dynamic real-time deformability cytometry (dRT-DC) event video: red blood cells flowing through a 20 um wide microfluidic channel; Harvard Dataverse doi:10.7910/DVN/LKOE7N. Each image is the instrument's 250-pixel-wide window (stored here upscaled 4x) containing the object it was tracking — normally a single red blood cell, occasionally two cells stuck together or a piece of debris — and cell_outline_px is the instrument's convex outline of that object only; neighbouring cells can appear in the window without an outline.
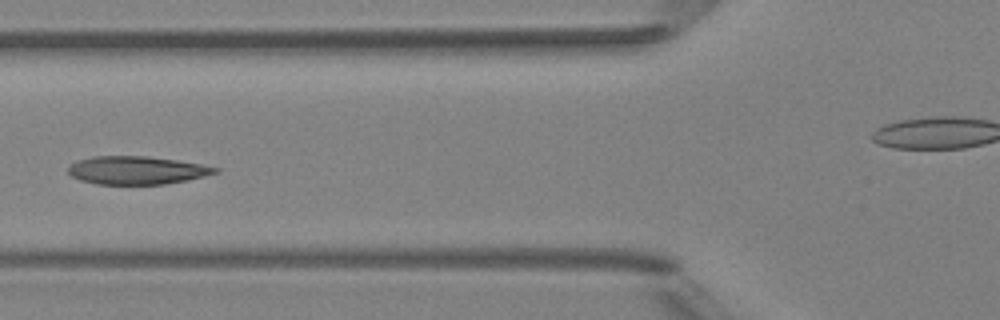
{"species": "Egyptian fruit bat (a non-hibernating species)", "species_latin": "Rousettus aegyptiacus", "temperature_condition": "room temperature", "stored_images_in_passage": 7, "camera_frame_rate_fps": 3000, "um_per_image_px": 0.085, "animal": {"sex": "female"}, "frame": {"image": 1, "passage_image": 6, "time_ms": 6.0, "image_size_px": [1000, 320], "cell_outline_px": [[220, 172], [204, 176], [164, 184], [96, 184], [80, 180], [72, 176], [68, 172], [68, 168], [76, 160], [92, 156], [148, 156], [176, 160], [200, 164], [220, 168]], "centroid_in_image_um": [11.61, 14.46], "position_along_channel_um": 114.2, "area_um2": 23.99}}